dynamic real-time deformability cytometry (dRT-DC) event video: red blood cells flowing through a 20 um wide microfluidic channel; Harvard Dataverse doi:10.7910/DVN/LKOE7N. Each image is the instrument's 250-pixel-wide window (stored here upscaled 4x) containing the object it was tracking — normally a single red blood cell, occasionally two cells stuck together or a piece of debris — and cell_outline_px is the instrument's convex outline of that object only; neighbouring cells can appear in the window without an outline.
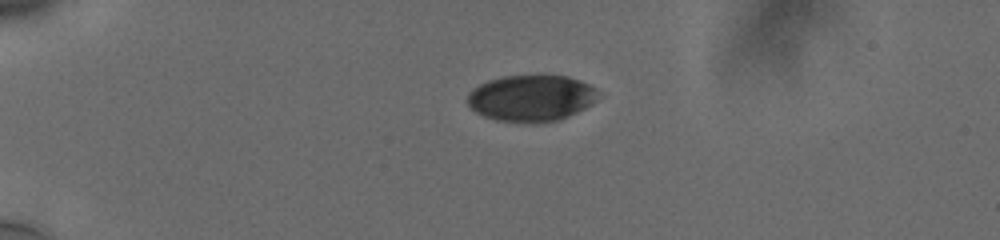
{"species": "human", "species_latin": "Homo sapiens", "temperature_condition": "cold", "stored_images_in_passage": 27, "camera_frame_rate_fps": 3000, "um_per_image_px": 0.085, "donor": {"sex": "male"}, "frame": {"image": 1, "passage_image": 1, "time_ms": 0.0, "image_size_px": [1000, 240], "cell_outline_px": [[600, 96], [592, 104], [568, 116], [556, 120], [496, 120], [484, 116], [476, 112], [468, 104], [468, 92], [480, 84], [488, 80], [504, 76], [568, 76], [580, 80], [596, 88]], "centroid_in_image_um": [45.17, 8.3], "position_along_channel_um": 39.8, "area_um2": 34.51}}
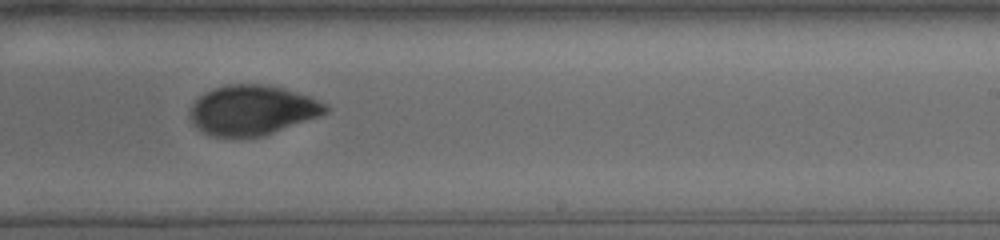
{"frame": {"image": 2, "passage_image": 17, "time_ms": 7.667, "image_size_px": [1000, 240], "cell_outline_px": [[328, 112], [264, 136], [212, 136], [200, 132], [192, 124], [188, 116], [188, 112], [192, 104], [204, 92], [212, 88], [228, 84], [268, 84], [284, 88], [308, 96], [328, 104]], "centroid_in_image_um": [21.39, 9.35], "position_along_channel_um": 267.6, "area_um2": 39.54}}
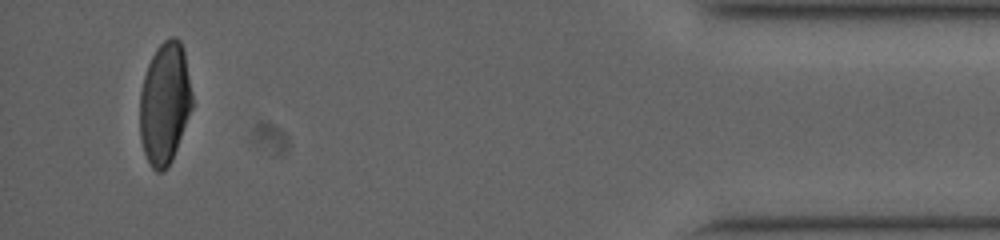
{"frame": {"image": 3, "passage_image": 27, "time_ms": 13.333, "image_size_px": [1000, 240], "cell_outline_px": [[192, 108], [172, 160], [160, 172], [156, 172], [152, 168], [144, 152], [140, 140], [140, 92], [144, 76], [148, 64], [156, 48], [168, 36], [176, 36], [180, 40], [184, 48], [192, 92]], "centroid_in_image_um": [14.01, 8.73], "position_along_channel_um": 421.2, "area_um2": 37.28}, "authors_computed_cell_mechanics": {"area_um2": 39.7086, "velocity_mm_per_s": 3.7558, "shape_relaxation_time_tau1_ms": 4.3984, "shape_relaxation_time_tau2_ms": 1.6756, "deformation_change_tau1": 0.1245, "deformation_change_tau2": 0.044}}